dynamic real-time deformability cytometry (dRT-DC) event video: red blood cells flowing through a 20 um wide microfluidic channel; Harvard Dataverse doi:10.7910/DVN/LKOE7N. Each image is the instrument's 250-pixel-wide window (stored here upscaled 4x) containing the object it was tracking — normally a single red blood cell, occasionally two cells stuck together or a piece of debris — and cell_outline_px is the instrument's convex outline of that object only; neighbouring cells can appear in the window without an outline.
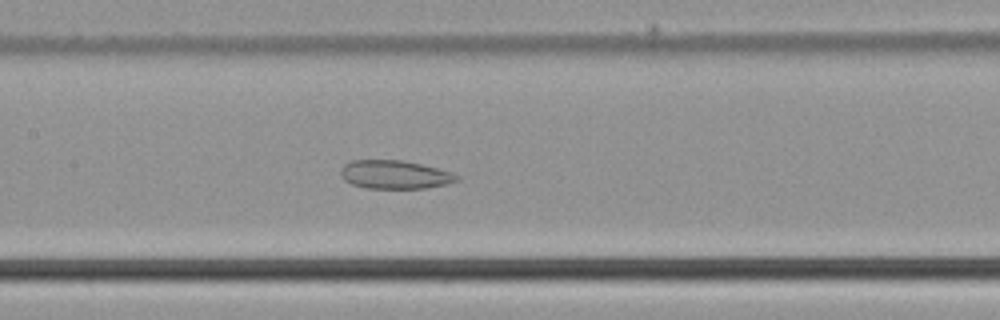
{"species": "common noctule bat (a hibernating species)", "species_latin": "Nyctalus noctula", "temperature_condition": "cold", "stored_images_in_passage": 34, "camera_frame_rate_fps": 3000, "um_per_image_px": 0.085, "animal": {"sex": "male", "body_mass_g": 21.5, "forearm_length_mm": 52.0}, "frame": {"image": 1, "passage_image": 25, "time_ms": 8.0, "image_size_px": [1000, 320], "cell_outline_px": [[460, 180], [448, 184], [428, 188], [364, 188], [352, 184], [344, 180], [340, 176], [340, 168], [344, 164], [352, 160], [404, 160], [452, 172], [460, 176]], "centroid_in_image_um": [33.56, 14.84], "position_along_channel_um": 173.8, "area_um2": 19.48}}
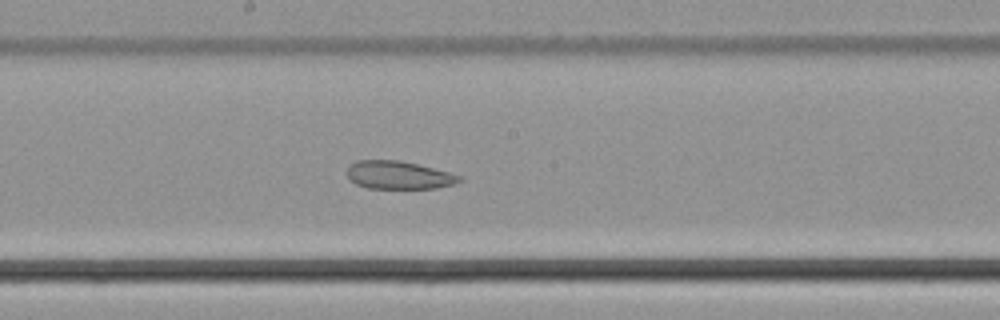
{"frame": {"image": 2, "passage_image": 28, "time_ms": 9.0, "image_size_px": [1000, 320], "cell_outline_px": [[464, 180], [456, 184], [436, 188], [368, 188], [356, 184], [348, 180], [348, 168], [356, 160], [400, 160], [448, 172], [460, 176]], "centroid_in_image_um": [33.89, 14.89], "position_along_channel_um": 214.3, "area_um2": 18.26}}
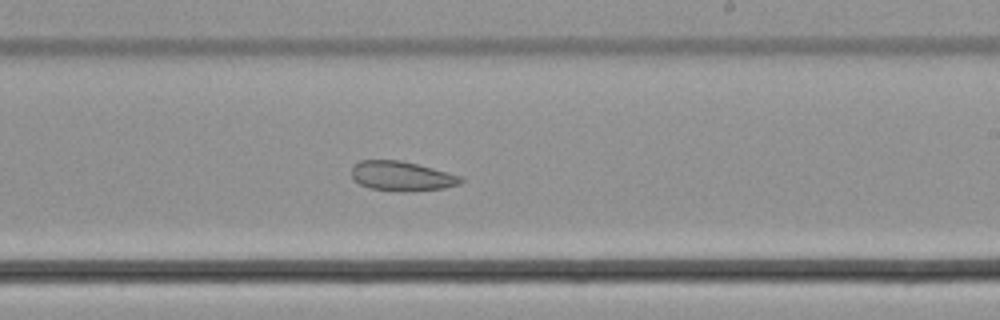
{"frame": {"image": 3, "passage_image": 31, "time_ms": 10.0, "image_size_px": [1000, 320], "cell_outline_px": [[464, 180], [460, 184], [444, 188], [412, 192], [404, 192], [372, 188], [360, 184], [352, 180], [352, 164], [360, 160], [400, 160], [464, 176]], "centroid_in_image_um": [34.16, 14.97], "position_along_channel_um": 254.8, "area_um2": 19.07}}